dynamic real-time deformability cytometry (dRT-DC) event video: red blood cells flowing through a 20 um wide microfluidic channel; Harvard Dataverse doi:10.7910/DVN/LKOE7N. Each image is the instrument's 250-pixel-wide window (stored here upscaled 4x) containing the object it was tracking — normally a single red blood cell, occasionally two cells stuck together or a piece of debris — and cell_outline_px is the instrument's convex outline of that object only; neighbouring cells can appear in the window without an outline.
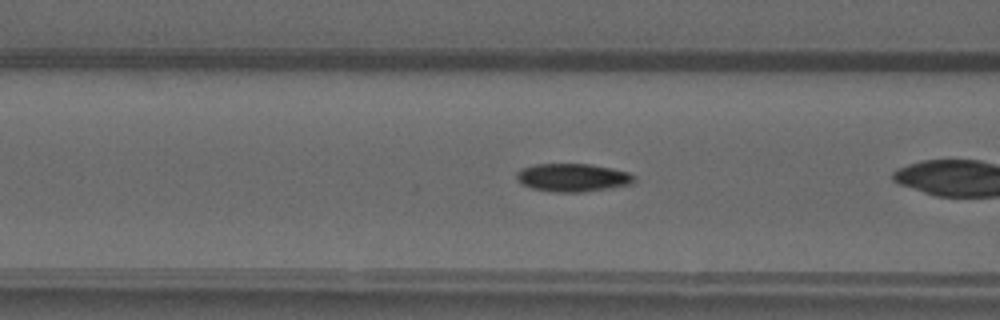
{"species": "common noctule bat (a hibernating species)", "species_latin": "Nyctalus noctula", "temperature_condition": "warm", "stored_images_in_passage": 23, "camera_frame_rate_fps": 3000, "um_per_image_px": 0.085, "animal": {"sex": "male", "forearm_length_mm": 52.5}, "frame": {"image": 1, "passage_image": 4, "time_ms": 1.0, "image_size_px": [1000, 320], "cell_outline_px": [[636, 180], [632, 184], [584, 192], [552, 192], [532, 188], [520, 184], [516, 180], [516, 172], [520, 168], [536, 164], [592, 164], [612, 168], [628, 172], [636, 176]], "centroid_in_image_um": [48.66, 15.09], "position_along_channel_um": 117.9, "area_um2": 19.54}}
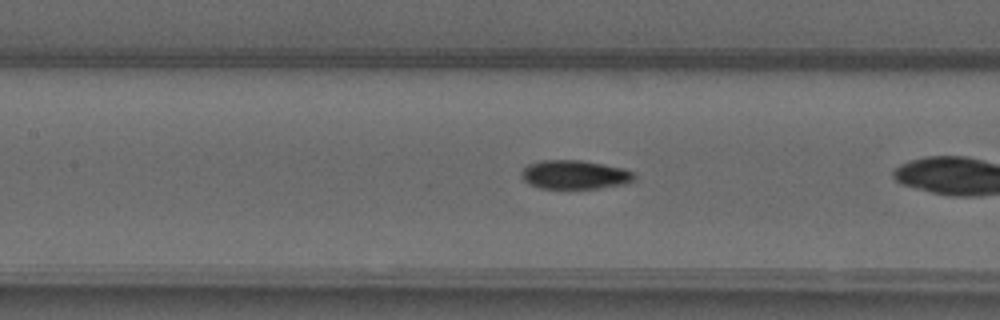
{"frame": {"image": 2, "passage_image": 7, "time_ms": 2.0, "image_size_px": [1000, 320], "cell_outline_px": [[636, 176], [632, 180], [624, 184], [600, 188], [540, 188], [528, 184], [520, 176], [520, 172], [528, 164], [540, 160], [580, 160], [624, 168], [632, 172]], "centroid_in_image_um": [48.81, 14.84], "position_along_channel_um": 158.6, "area_um2": 18.96}}
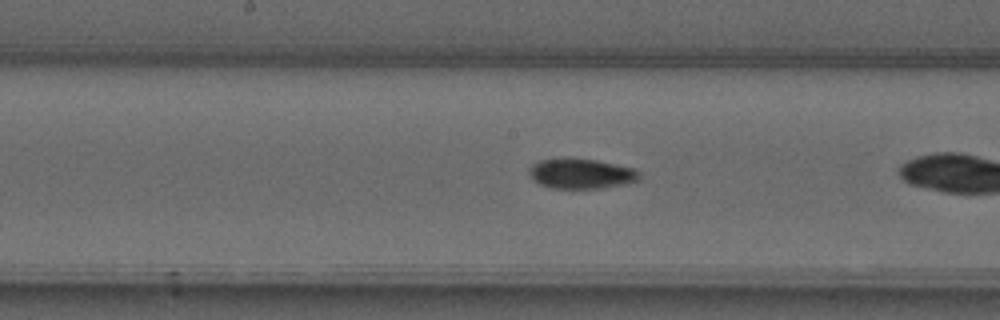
{"frame": {"image": 3, "passage_image": 10, "time_ms": 3.0, "image_size_px": [1000, 320], "cell_outline_px": [[640, 180], [628, 184], [604, 188], [548, 188], [532, 180], [528, 172], [528, 168], [532, 164], [540, 160], [564, 156], [568, 156], [596, 160], [632, 168], [640, 172]], "centroid_in_image_um": [49.36, 14.74], "position_along_channel_um": 198.8, "area_um2": 19.94}}